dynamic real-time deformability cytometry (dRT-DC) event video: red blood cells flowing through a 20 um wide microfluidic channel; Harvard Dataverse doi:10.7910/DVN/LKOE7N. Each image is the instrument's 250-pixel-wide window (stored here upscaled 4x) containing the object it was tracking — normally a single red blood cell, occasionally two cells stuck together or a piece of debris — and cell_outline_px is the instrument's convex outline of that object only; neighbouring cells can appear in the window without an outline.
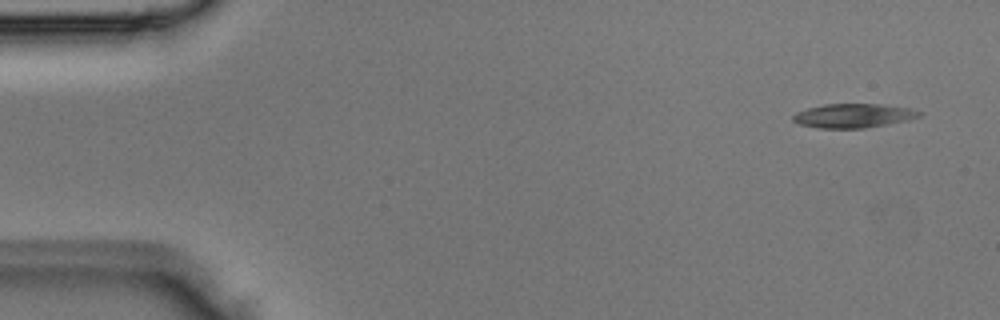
{"species": "Egyptian fruit bat (a non-hibernating species)", "species_latin": "Rousettus aegyptiacus", "temperature_condition": "room temperature", "stored_images_in_passage": 3, "segment_of_instrument_passage": [2, 2], "camera_frame_rate_fps": 3000, "um_per_image_px": 0.085, "animal": {"sex": "male"}, "frame": {"image": 1, "passage_image": 3, "time_ms": 0.667, "image_size_px": [1000, 320], "cell_outline_px": [[924, 112], [920, 116], [908, 120], [864, 128], [820, 128], [800, 124], [792, 120], [792, 116], [796, 112], [808, 108], [824, 104], [880, 104], [908, 108]], "centroid_in_image_um": [72.53, 9.83], "position_along_channel_um": 12.5, "area_um2": 17.57}}